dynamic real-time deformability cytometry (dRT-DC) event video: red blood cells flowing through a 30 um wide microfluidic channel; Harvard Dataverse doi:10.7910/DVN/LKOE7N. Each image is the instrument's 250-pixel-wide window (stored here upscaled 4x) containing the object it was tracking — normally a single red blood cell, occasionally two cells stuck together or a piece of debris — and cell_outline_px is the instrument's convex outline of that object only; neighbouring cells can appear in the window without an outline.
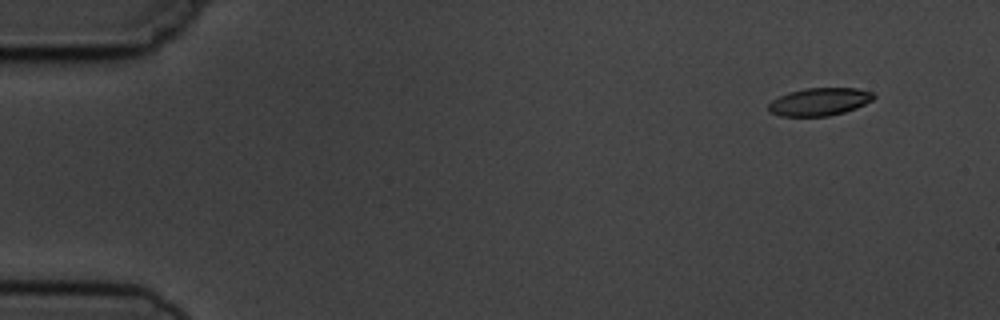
{"species": "common noctule bat (a hibernating species)", "species_latin": "Nyctalus noctula", "temperature_condition": "cold", "stored_images_in_passage": 4, "camera_frame_rate_fps": 3000, "um_per_image_px": 0.085, "animal": {"sex": "male", "body_mass_g": 19.5, "forearm_length_mm": 54.6}, "frame": {"image": 1, "passage_image": 1, "time_ms": 0.0, "image_size_px": [1000, 320], "cell_outline_px": [[876, 96], [872, 100], [856, 108], [844, 112], [828, 116], [780, 116], [768, 112], [768, 104], [772, 100], [788, 92], [804, 88], [856, 88], [872, 92]], "centroid_in_image_um": [69.63, 8.65], "position_along_channel_um": 15.4, "area_um2": 17.05}}
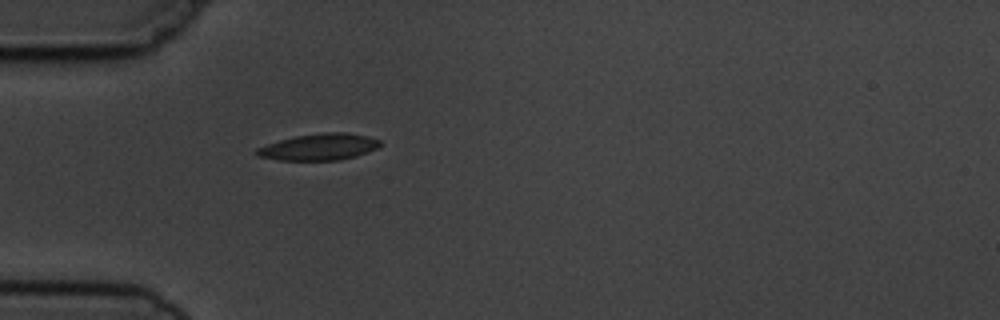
{"frame": {"image": 2, "passage_image": 4, "time_ms": 4.0, "image_size_px": [1000, 320], "cell_outline_px": [[380, 144], [376, 148], [368, 152], [356, 156], [340, 160], [280, 160], [256, 156], [252, 152], [256, 148], [280, 140], [296, 136], [324, 132], [344, 132], [368, 136], [380, 140]], "centroid_in_image_um": [27.09, 12.49], "position_along_channel_um": 57.9, "area_um2": 19.07}}